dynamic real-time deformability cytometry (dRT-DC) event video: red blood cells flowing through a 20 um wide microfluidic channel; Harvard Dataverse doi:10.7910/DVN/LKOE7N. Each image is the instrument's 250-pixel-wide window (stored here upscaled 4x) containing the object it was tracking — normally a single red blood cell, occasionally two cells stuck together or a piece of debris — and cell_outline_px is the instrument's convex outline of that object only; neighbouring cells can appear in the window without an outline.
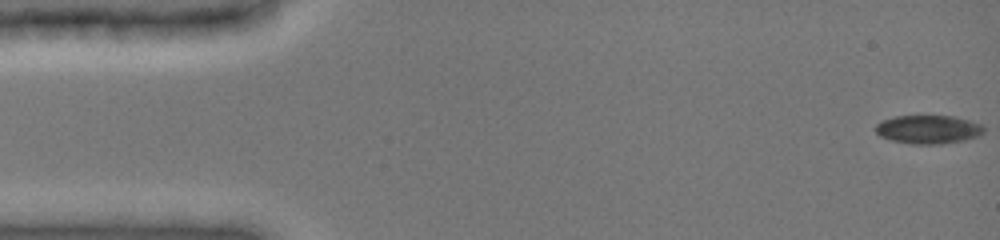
{"species": "common noctule bat (a hibernating species)", "species_latin": "Nyctalus noctula", "temperature_condition": "cold", "stored_images_in_passage": 21, "camera_frame_rate_fps": 3000, "um_per_image_px": 0.085, "animal": {"sex": "female", "body_mass_g": 19.0, "forearm_length_mm": 51.5}, "frame": {"image": 1, "passage_image": 1, "time_ms": 0.0, "image_size_px": [1000, 240], "cell_outline_px": [[984, 132], [980, 136], [964, 140], [940, 144], [912, 144], [892, 140], [880, 136], [876, 132], [876, 124], [884, 120], [896, 116], [956, 116], [980, 124], [984, 128]], "centroid_in_image_um": [78.93, 11.0], "position_along_channel_um": 6.1, "area_um2": 17.92}}
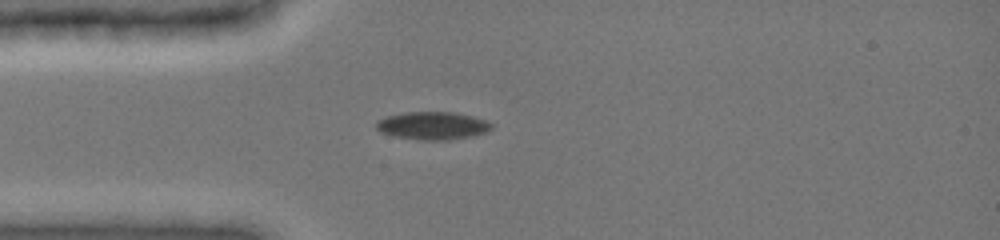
{"frame": {"image": 2, "passage_image": 20, "time_ms": 4.0, "image_size_px": [1000, 240], "cell_outline_px": [[492, 128], [484, 132], [468, 136], [448, 140], [424, 140], [396, 136], [380, 132], [376, 128], [376, 120], [384, 116], [404, 112], [456, 112], [488, 120], [492, 124]], "centroid_in_image_um": [36.74, 10.66], "position_along_channel_um": 48.3, "area_um2": 18.67}}